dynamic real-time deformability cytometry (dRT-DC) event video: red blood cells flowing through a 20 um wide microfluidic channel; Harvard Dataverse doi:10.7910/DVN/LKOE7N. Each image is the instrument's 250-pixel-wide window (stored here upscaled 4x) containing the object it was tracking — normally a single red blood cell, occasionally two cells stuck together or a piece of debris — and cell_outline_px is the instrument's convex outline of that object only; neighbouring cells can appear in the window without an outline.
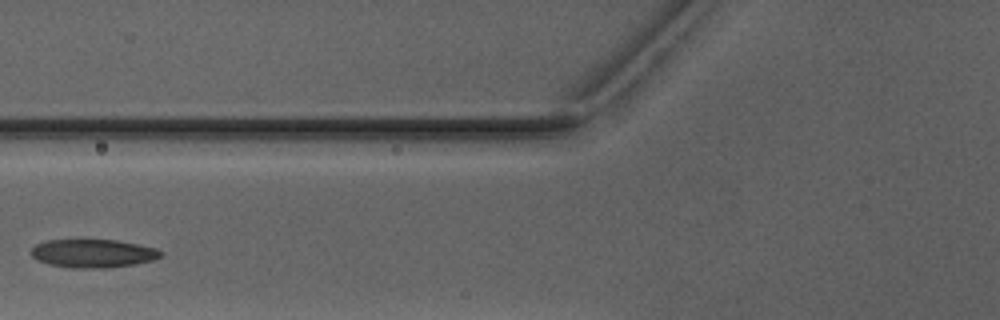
{"species": "Egyptian fruit bat (a non-hibernating species)", "species_latin": "Rousettus aegyptiacus", "temperature_condition": "warm", "stored_images_in_passage": 3, "camera_frame_rate_fps": 3000, "um_per_image_px": 0.085, "animal": {"sex": "male"}, "frame": {"image": 1, "passage_image": 3, "time_ms": 2.333, "image_size_px": [1000, 320], "cell_outline_px": [[164, 252], [160, 256], [152, 260], [136, 264], [104, 268], [76, 268], [48, 264], [36, 260], [32, 256], [32, 248], [36, 244], [44, 240], [116, 240], [140, 244], [156, 248]], "centroid_in_image_um": [7.91, 21.53], "position_along_channel_um": 117.9, "area_um2": 21.44}}